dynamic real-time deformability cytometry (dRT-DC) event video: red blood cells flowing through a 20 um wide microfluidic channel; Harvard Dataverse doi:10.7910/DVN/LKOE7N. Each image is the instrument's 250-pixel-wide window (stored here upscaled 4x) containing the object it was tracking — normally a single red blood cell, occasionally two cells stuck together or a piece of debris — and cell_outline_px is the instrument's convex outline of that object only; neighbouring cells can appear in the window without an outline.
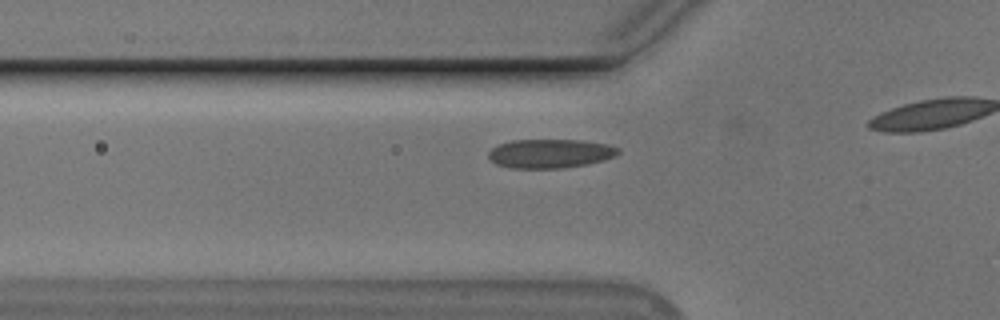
{"species": "Egyptian fruit bat (a non-hibernating species)", "species_latin": "Rousettus aegyptiacus", "temperature_condition": "cold", "stored_images_in_passage": 21, "camera_frame_rate_fps": 3000, "um_per_image_px": 0.085, "animal": {"sex": "male"}, "frame": {"image": 1, "passage_image": 15, "time_ms": 4.667, "image_size_px": [1000, 320], "cell_outline_px": [[620, 152], [616, 156], [604, 160], [588, 164], [564, 168], [512, 168], [496, 164], [488, 156], [488, 152], [492, 148], [500, 144], [512, 140], [580, 140], [608, 144], [620, 148]], "centroid_in_image_um": [46.8, 13.05], "position_along_channel_um": 79.0, "area_um2": 21.96}}
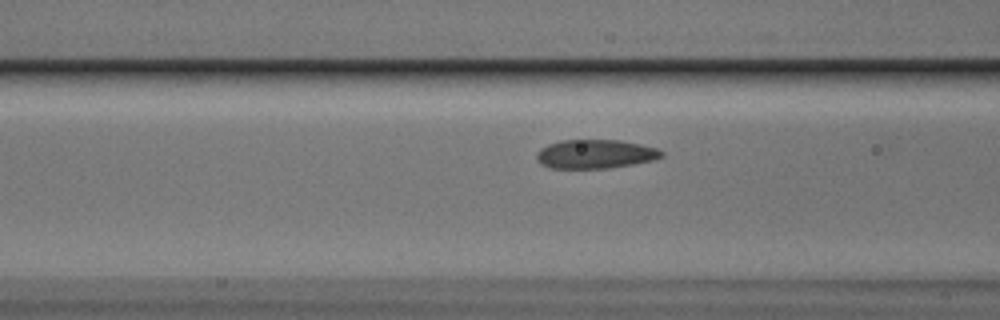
{"frame": {"image": 2, "passage_image": 18, "time_ms": 5.667, "image_size_px": [1000, 320], "cell_outline_px": [[664, 156], [656, 160], [608, 168], [548, 168], [540, 164], [536, 160], [536, 152], [540, 148], [548, 144], [560, 140], [620, 140], [640, 144], [656, 148], [664, 152]], "centroid_in_image_um": [50.58, 13.09], "position_along_channel_um": 116.0, "area_um2": 21.27}}